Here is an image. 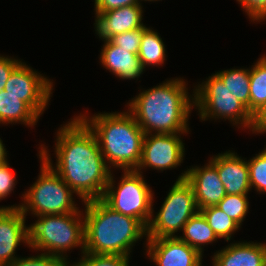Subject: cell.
Listing matches in <instances>:
<instances>
[{
    "label": "cell",
    "mask_w": 266,
    "mask_h": 266,
    "mask_svg": "<svg viewBox=\"0 0 266 266\" xmlns=\"http://www.w3.org/2000/svg\"><path fill=\"white\" fill-rule=\"evenodd\" d=\"M57 130L56 166L41 145L39 156L63 179L83 202L102 199L111 176L93 131L76 116Z\"/></svg>",
    "instance_id": "obj_1"
},
{
    "label": "cell",
    "mask_w": 266,
    "mask_h": 266,
    "mask_svg": "<svg viewBox=\"0 0 266 266\" xmlns=\"http://www.w3.org/2000/svg\"><path fill=\"white\" fill-rule=\"evenodd\" d=\"M186 86L181 78L167 80L132 98L128 111L145 134H188L194 99Z\"/></svg>",
    "instance_id": "obj_2"
},
{
    "label": "cell",
    "mask_w": 266,
    "mask_h": 266,
    "mask_svg": "<svg viewBox=\"0 0 266 266\" xmlns=\"http://www.w3.org/2000/svg\"><path fill=\"white\" fill-rule=\"evenodd\" d=\"M85 205V253L130 256L134 243L147 236V228L136 218L114 211L102 199Z\"/></svg>",
    "instance_id": "obj_3"
},
{
    "label": "cell",
    "mask_w": 266,
    "mask_h": 266,
    "mask_svg": "<svg viewBox=\"0 0 266 266\" xmlns=\"http://www.w3.org/2000/svg\"><path fill=\"white\" fill-rule=\"evenodd\" d=\"M79 117L95 134L100 151L110 168L137 169L142 157L145 133L128 110L121 113H98L90 118L80 114Z\"/></svg>",
    "instance_id": "obj_4"
},
{
    "label": "cell",
    "mask_w": 266,
    "mask_h": 266,
    "mask_svg": "<svg viewBox=\"0 0 266 266\" xmlns=\"http://www.w3.org/2000/svg\"><path fill=\"white\" fill-rule=\"evenodd\" d=\"M82 212V213H81ZM83 211L58 215L37 216L38 220L29 226V247L45 254L68 260L65 254L73 247L85 252ZM64 255V256H63Z\"/></svg>",
    "instance_id": "obj_5"
},
{
    "label": "cell",
    "mask_w": 266,
    "mask_h": 266,
    "mask_svg": "<svg viewBox=\"0 0 266 266\" xmlns=\"http://www.w3.org/2000/svg\"><path fill=\"white\" fill-rule=\"evenodd\" d=\"M40 175L35 183L23 194V203L18 206H5V208H20L27 216V212L35 216L58 215L66 213H76L73 201L75 193L63 179L51 168V166L40 157Z\"/></svg>",
    "instance_id": "obj_6"
},
{
    "label": "cell",
    "mask_w": 266,
    "mask_h": 266,
    "mask_svg": "<svg viewBox=\"0 0 266 266\" xmlns=\"http://www.w3.org/2000/svg\"><path fill=\"white\" fill-rule=\"evenodd\" d=\"M193 93L194 107L199 110L201 120L224 118L252 131L254 116L216 73L195 87Z\"/></svg>",
    "instance_id": "obj_7"
},
{
    "label": "cell",
    "mask_w": 266,
    "mask_h": 266,
    "mask_svg": "<svg viewBox=\"0 0 266 266\" xmlns=\"http://www.w3.org/2000/svg\"><path fill=\"white\" fill-rule=\"evenodd\" d=\"M123 177L115 187L113 174L102 200L114 211L138 219L146 228L153 216V192L142 172L123 170Z\"/></svg>",
    "instance_id": "obj_8"
},
{
    "label": "cell",
    "mask_w": 266,
    "mask_h": 266,
    "mask_svg": "<svg viewBox=\"0 0 266 266\" xmlns=\"http://www.w3.org/2000/svg\"><path fill=\"white\" fill-rule=\"evenodd\" d=\"M192 186L185 180H177L160 211L151 217L147 226L146 238L177 237L176 232L183 231L184 225L198 212Z\"/></svg>",
    "instance_id": "obj_9"
},
{
    "label": "cell",
    "mask_w": 266,
    "mask_h": 266,
    "mask_svg": "<svg viewBox=\"0 0 266 266\" xmlns=\"http://www.w3.org/2000/svg\"><path fill=\"white\" fill-rule=\"evenodd\" d=\"M32 69L21 62L12 71L4 90L19 97L40 116L51 99L53 82Z\"/></svg>",
    "instance_id": "obj_10"
},
{
    "label": "cell",
    "mask_w": 266,
    "mask_h": 266,
    "mask_svg": "<svg viewBox=\"0 0 266 266\" xmlns=\"http://www.w3.org/2000/svg\"><path fill=\"white\" fill-rule=\"evenodd\" d=\"M185 153L180 134H145L142 157L136 171L151 167L156 170L176 168L183 162Z\"/></svg>",
    "instance_id": "obj_11"
},
{
    "label": "cell",
    "mask_w": 266,
    "mask_h": 266,
    "mask_svg": "<svg viewBox=\"0 0 266 266\" xmlns=\"http://www.w3.org/2000/svg\"><path fill=\"white\" fill-rule=\"evenodd\" d=\"M146 240V254L157 266H202L203 255L178 236Z\"/></svg>",
    "instance_id": "obj_12"
},
{
    "label": "cell",
    "mask_w": 266,
    "mask_h": 266,
    "mask_svg": "<svg viewBox=\"0 0 266 266\" xmlns=\"http://www.w3.org/2000/svg\"><path fill=\"white\" fill-rule=\"evenodd\" d=\"M181 174L177 180L185 179L192 186L198 210L216 206L226 196L217 168L210 161L204 167H190Z\"/></svg>",
    "instance_id": "obj_13"
},
{
    "label": "cell",
    "mask_w": 266,
    "mask_h": 266,
    "mask_svg": "<svg viewBox=\"0 0 266 266\" xmlns=\"http://www.w3.org/2000/svg\"><path fill=\"white\" fill-rule=\"evenodd\" d=\"M20 208H0V266L14 262L20 243L29 246V226Z\"/></svg>",
    "instance_id": "obj_14"
},
{
    "label": "cell",
    "mask_w": 266,
    "mask_h": 266,
    "mask_svg": "<svg viewBox=\"0 0 266 266\" xmlns=\"http://www.w3.org/2000/svg\"><path fill=\"white\" fill-rule=\"evenodd\" d=\"M237 153L226 151L210 158V162L217 168L226 194L248 195L251 190L248 163Z\"/></svg>",
    "instance_id": "obj_15"
},
{
    "label": "cell",
    "mask_w": 266,
    "mask_h": 266,
    "mask_svg": "<svg viewBox=\"0 0 266 266\" xmlns=\"http://www.w3.org/2000/svg\"><path fill=\"white\" fill-rule=\"evenodd\" d=\"M142 4L124 6L105 12H96L95 31L101 40L144 26Z\"/></svg>",
    "instance_id": "obj_16"
},
{
    "label": "cell",
    "mask_w": 266,
    "mask_h": 266,
    "mask_svg": "<svg viewBox=\"0 0 266 266\" xmlns=\"http://www.w3.org/2000/svg\"><path fill=\"white\" fill-rule=\"evenodd\" d=\"M213 266H266V243H230L212 257Z\"/></svg>",
    "instance_id": "obj_17"
},
{
    "label": "cell",
    "mask_w": 266,
    "mask_h": 266,
    "mask_svg": "<svg viewBox=\"0 0 266 266\" xmlns=\"http://www.w3.org/2000/svg\"><path fill=\"white\" fill-rule=\"evenodd\" d=\"M100 62L102 65L120 79H134L142 75L144 69L137 54L128 52L119 46L104 40L101 49Z\"/></svg>",
    "instance_id": "obj_18"
},
{
    "label": "cell",
    "mask_w": 266,
    "mask_h": 266,
    "mask_svg": "<svg viewBox=\"0 0 266 266\" xmlns=\"http://www.w3.org/2000/svg\"><path fill=\"white\" fill-rule=\"evenodd\" d=\"M38 118L40 116L19 97L0 91V124L22 123L32 127Z\"/></svg>",
    "instance_id": "obj_19"
},
{
    "label": "cell",
    "mask_w": 266,
    "mask_h": 266,
    "mask_svg": "<svg viewBox=\"0 0 266 266\" xmlns=\"http://www.w3.org/2000/svg\"><path fill=\"white\" fill-rule=\"evenodd\" d=\"M183 236H178L182 241L203 255V247L217 241L218 237L209 226L206 218L198 211L184 225Z\"/></svg>",
    "instance_id": "obj_20"
},
{
    "label": "cell",
    "mask_w": 266,
    "mask_h": 266,
    "mask_svg": "<svg viewBox=\"0 0 266 266\" xmlns=\"http://www.w3.org/2000/svg\"><path fill=\"white\" fill-rule=\"evenodd\" d=\"M165 45L158 32L143 26V35L141 38L138 57L142 67L145 70L147 66L162 65L165 61Z\"/></svg>",
    "instance_id": "obj_21"
},
{
    "label": "cell",
    "mask_w": 266,
    "mask_h": 266,
    "mask_svg": "<svg viewBox=\"0 0 266 266\" xmlns=\"http://www.w3.org/2000/svg\"><path fill=\"white\" fill-rule=\"evenodd\" d=\"M250 69V112L255 116L266 104V56Z\"/></svg>",
    "instance_id": "obj_22"
},
{
    "label": "cell",
    "mask_w": 266,
    "mask_h": 266,
    "mask_svg": "<svg viewBox=\"0 0 266 266\" xmlns=\"http://www.w3.org/2000/svg\"><path fill=\"white\" fill-rule=\"evenodd\" d=\"M224 85L250 111V68L229 69L216 73Z\"/></svg>",
    "instance_id": "obj_23"
},
{
    "label": "cell",
    "mask_w": 266,
    "mask_h": 266,
    "mask_svg": "<svg viewBox=\"0 0 266 266\" xmlns=\"http://www.w3.org/2000/svg\"><path fill=\"white\" fill-rule=\"evenodd\" d=\"M206 218L218 239L224 238L230 241L234 232L240 229V225L216 206H208L199 210Z\"/></svg>",
    "instance_id": "obj_24"
},
{
    "label": "cell",
    "mask_w": 266,
    "mask_h": 266,
    "mask_svg": "<svg viewBox=\"0 0 266 266\" xmlns=\"http://www.w3.org/2000/svg\"><path fill=\"white\" fill-rule=\"evenodd\" d=\"M216 207L241 226L249 210L248 196L226 194Z\"/></svg>",
    "instance_id": "obj_25"
},
{
    "label": "cell",
    "mask_w": 266,
    "mask_h": 266,
    "mask_svg": "<svg viewBox=\"0 0 266 266\" xmlns=\"http://www.w3.org/2000/svg\"><path fill=\"white\" fill-rule=\"evenodd\" d=\"M251 190L266 193V148L247 161Z\"/></svg>",
    "instance_id": "obj_26"
},
{
    "label": "cell",
    "mask_w": 266,
    "mask_h": 266,
    "mask_svg": "<svg viewBox=\"0 0 266 266\" xmlns=\"http://www.w3.org/2000/svg\"><path fill=\"white\" fill-rule=\"evenodd\" d=\"M78 262L70 266H129V258L121 255L84 253Z\"/></svg>",
    "instance_id": "obj_27"
},
{
    "label": "cell",
    "mask_w": 266,
    "mask_h": 266,
    "mask_svg": "<svg viewBox=\"0 0 266 266\" xmlns=\"http://www.w3.org/2000/svg\"><path fill=\"white\" fill-rule=\"evenodd\" d=\"M142 35L143 27L114 35L109 41L120 48L128 50V52L138 55Z\"/></svg>",
    "instance_id": "obj_28"
},
{
    "label": "cell",
    "mask_w": 266,
    "mask_h": 266,
    "mask_svg": "<svg viewBox=\"0 0 266 266\" xmlns=\"http://www.w3.org/2000/svg\"><path fill=\"white\" fill-rule=\"evenodd\" d=\"M6 266H70V262L60 257L41 253L37 256L17 258Z\"/></svg>",
    "instance_id": "obj_29"
},
{
    "label": "cell",
    "mask_w": 266,
    "mask_h": 266,
    "mask_svg": "<svg viewBox=\"0 0 266 266\" xmlns=\"http://www.w3.org/2000/svg\"><path fill=\"white\" fill-rule=\"evenodd\" d=\"M15 176L7 160L0 163V200L6 198L13 191L16 185Z\"/></svg>",
    "instance_id": "obj_30"
},
{
    "label": "cell",
    "mask_w": 266,
    "mask_h": 266,
    "mask_svg": "<svg viewBox=\"0 0 266 266\" xmlns=\"http://www.w3.org/2000/svg\"><path fill=\"white\" fill-rule=\"evenodd\" d=\"M245 10L251 21H264L266 19V0H236Z\"/></svg>",
    "instance_id": "obj_31"
},
{
    "label": "cell",
    "mask_w": 266,
    "mask_h": 266,
    "mask_svg": "<svg viewBox=\"0 0 266 266\" xmlns=\"http://www.w3.org/2000/svg\"><path fill=\"white\" fill-rule=\"evenodd\" d=\"M21 63L19 59L0 55V91L4 90L7 80L12 71Z\"/></svg>",
    "instance_id": "obj_32"
},
{
    "label": "cell",
    "mask_w": 266,
    "mask_h": 266,
    "mask_svg": "<svg viewBox=\"0 0 266 266\" xmlns=\"http://www.w3.org/2000/svg\"><path fill=\"white\" fill-rule=\"evenodd\" d=\"M95 12H105L124 6L142 4L140 0H94Z\"/></svg>",
    "instance_id": "obj_33"
},
{
    "label": "cell",
    "mask_w": 266,
    "mask_h": 266,
    "mask_svg": "<svg viewBox=\"0 0 266 266\" xmlns=\"http://www.w3.org/2000/svg\"><path fill=\"white\" fill-rule=\"evenodd\" d=\"M252 132L255 134L256 133H262L263 134L266 132V104L254 116Z\"/></svg>",
    "instance_id": "obj_34"
},
{
    "label": "cell",
    "mask_w": 266,
    "mask_h": 266,
    "mask_svg": "<svg viewBox=\"0 0 266 266\" xmlns=\"http://www.w3.org/2000/svg\"><path fill=\"white\" fill-rule=\"evenodd\" d=\"M7 151L5 149V146L3 144V141L0 138V163H3L7 160Z\"/></svg>",
    "instance_id": "obj_35"
},
{
    "label": "cell",
    "mask_w": 266,
    "mask_h": 266,
    "mask_svg": "<svg viewBox=\"0 0 266 266\" xmlns=\"http://www.w3.org/2000/svg\"><path fill=\"white\" fill-rule=\"evenodd\" d=\"M141 1H150V2H151V1H157V0H140V2H141ZM158 1H159V0H158Z\"/></svg>",
    "instance_id": "obj_36"
}]
</instances>
